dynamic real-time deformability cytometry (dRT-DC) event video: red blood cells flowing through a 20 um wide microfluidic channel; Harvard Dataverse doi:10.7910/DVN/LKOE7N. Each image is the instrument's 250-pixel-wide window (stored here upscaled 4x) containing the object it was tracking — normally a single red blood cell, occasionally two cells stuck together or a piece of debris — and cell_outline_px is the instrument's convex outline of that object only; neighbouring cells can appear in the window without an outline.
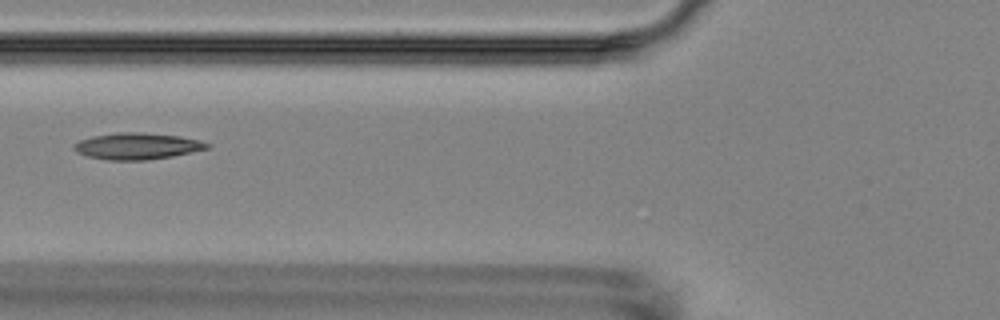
{"species": "Egyptian fruit bat (a non-hibernating species)", "species_latin": "Rousettus aegyptiacus", "temperature_condition": "room temperature", "stored_images_in_passage": 16, "segment_of_instrument_passage": [1, 2], "camera_frame_rate_fps": 3000, "um_per_image_px": 0.085, "animal": {"sex": "female"}, "frame": {"image": 1, "passage_image": 6, "time_ms": 7.0, "image_size_px": [1000, 320], "cell_outline_px": [[212, 144], [208, 148], [172, 156], [144, 160], [108, 160], [88, 156], [76, 152], [72, 148], [72, 144], [80, 140], [92, 136], [116, 132], [140, 132], [180, 136], [200, 140]], "centroid_in_image_um": [11.63, 12.41], "position_along_channel_um": 114.2, "area_um2": 20.58}}
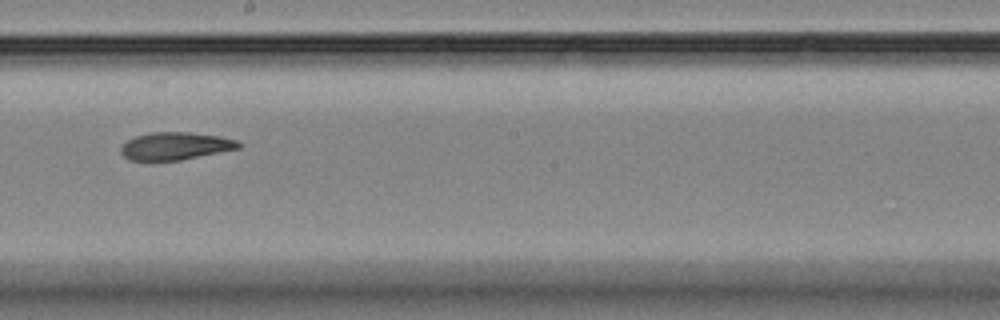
{"frame": {"image": 2, "passage_image": 9, "time_ms": 10.333, "image_size_px": [1000, 320], "cell_outline_px": [[244, 144], [240, 148], [180, 160], [152, 164], [128, 160], [120, 152], [120, 148], [128, 140], [136, 136], [152, 132], [188, 132], [220, 136], [236, 140]], "centroid_in_image_um": [14.85, 12.46], "position_along_channel_um": 233.3, "area_um2": 19.59}}
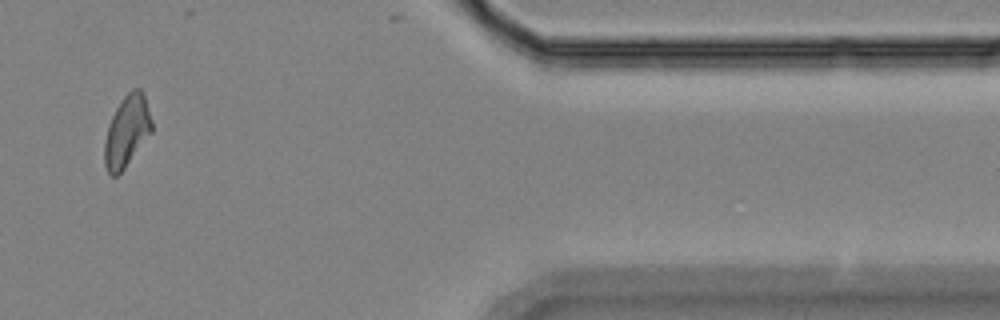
{"frame": {"image": 3, "passage_image": 13, "time_ms": 16.0, "image_size_px": [1000, 320], "cell_outline_px": [[152, 132], [124, 168], [116, 176], [112, 176], [108, 172], [104, 164], [104, 140], [108, 124], [120, 100], [132, 88], [140, 88], [144, 96], [152, 120]], "centroid_in_image_um": [10.77, 11.14], "position_along_channel_um": 400.6, "area_um2": 19.59}}